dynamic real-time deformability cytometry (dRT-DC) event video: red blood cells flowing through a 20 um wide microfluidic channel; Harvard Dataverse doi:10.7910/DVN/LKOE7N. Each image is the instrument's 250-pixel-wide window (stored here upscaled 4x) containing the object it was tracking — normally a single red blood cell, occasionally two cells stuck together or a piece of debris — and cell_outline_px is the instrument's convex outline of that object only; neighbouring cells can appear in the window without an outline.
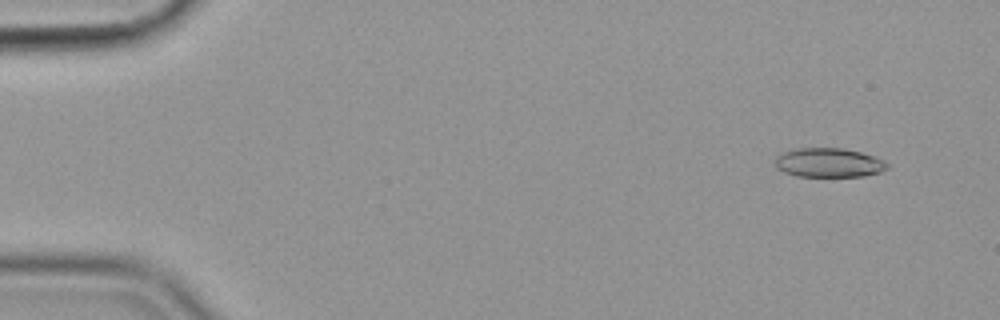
{"species": "common noctule bat (a hibernating species)", "species_latin": "Nyctalus noctula", "temperature_condition": "cold", "stored_images_in_passage": 54, "camera_frame_rate_fps": 3000, "um_per_image_px": 0.085, "animal": {"sex": "female", "body_mass_g": 19.9}, "frame": {"image": 1, "passage_image": 2, "time_ms": 0.333, "image_size_px": [1000, 320], "cell_outline_px": [[888, 168], [880, 172], [864, 176], [796, 176], [784, 172], [776, 168], [776, 156], [784, 152], [796, 148], [844, 148], [876, 156], [884, 160], [888, 164]], "centroid_in_image_um": [70.47, 13.82], "position_along_channel_um": 14.5, "area_um2": 19.13}}
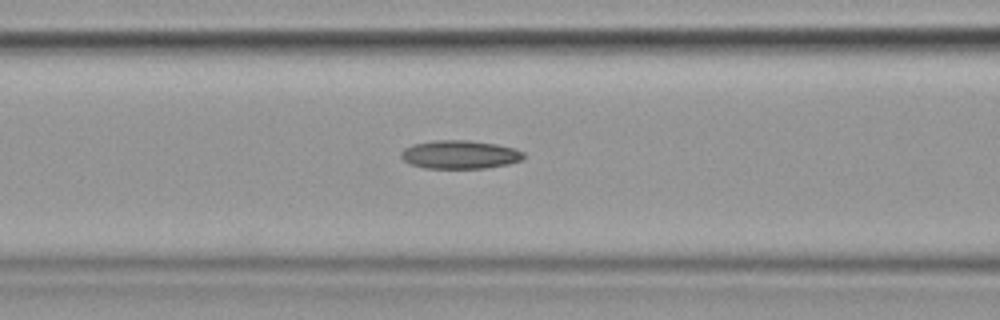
{"frame": {"image": 2, "passage_image": 21, "time_ms": 6.667, "image_size_px": [1000, 320], "cell_outline_px": [[524, 156], [520, 160], [508, 164], [484, 168], [424, 168], [408, 164], [400, 156], [400, 152], [404, 148], [412, 144], [436, 140], [468, 140], [496, 144], [516, 148], [524, 152]], "centroid_in_image_um": [39.06, 13.13], "position_along_channel_um": 127.5, "area_um2": 20.4}}
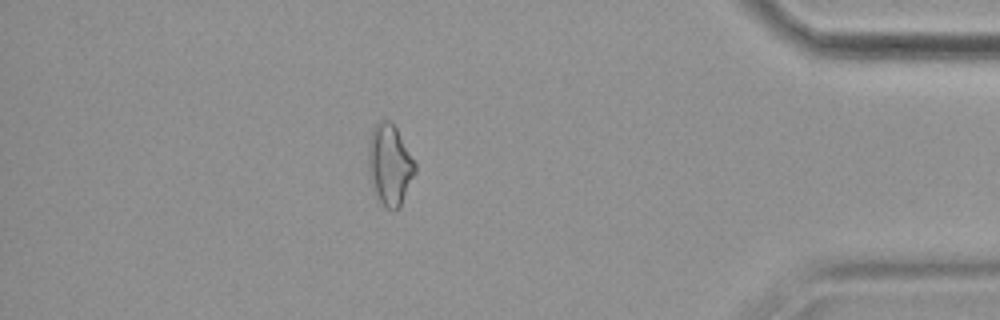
{"frame": {"image": 3, "passage_image": 47, "time_ms": 15.333, "image_size_px": [1000, 320], "cell_outline_px": [[416, 172], [400, 208], [396, 212], [392, 212], [380, 204], [376, 200], [372, 188], [368, 172], [368, 140], [372, 128], [380, 120], [388, 120], [396, 128], [416, 164]], "centroid_in_image_um": [33.1, 14.08], "position_along_channel_um": 402.1, "area_um2": 22.6}}